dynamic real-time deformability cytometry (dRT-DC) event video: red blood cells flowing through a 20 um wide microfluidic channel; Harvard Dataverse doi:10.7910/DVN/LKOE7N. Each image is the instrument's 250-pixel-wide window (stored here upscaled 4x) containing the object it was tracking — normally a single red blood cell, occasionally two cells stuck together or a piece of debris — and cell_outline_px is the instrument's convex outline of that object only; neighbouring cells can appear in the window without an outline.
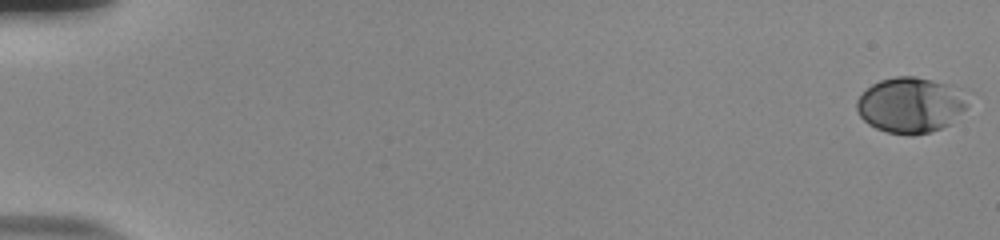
{"species": "human", "species_latin": "Homo sapiens", "temperature_condition": "room temperature", "stored_images_in_passage": 56, "camera_frame_rate_fps": 3000, "um_per_image_px": 0.085, "donor": {"sex": "male"}, "frame": {"image": 1, "passage_image": 1, "time_ms": 0.0, "image_size_px": [1000, 240], "cell_outline_px": [[968, 104], [948, 124], [932, 132], [912, 136], [908, 136], [888, 132], [876, 128], [868, 124], [860, 116], [856, 108], [856, 100], [872, 84], [880, 80], [896, 76], [916, 76], [948, 84], [960, 88]], "centroid_in_image_um": [77.36, 8.93], "position_along_channel_um": 7.6, "area_um2": 35.78}}
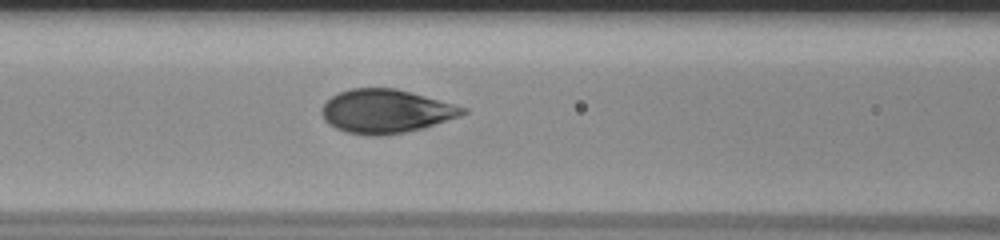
{"frame": {"image": 2, "passage_image": 26, "time_ms": 8.333, "image_size_px": [1000, 240], "cell_outline_px": [[468, 112], [460, 116], [424, 128], [384, 136], [368, 136], [348, 132], [336, 128], [328, 124], [324, 120], [320, 112], [320, 108], [332, 96], [340, 92], [352, 88], [396, 88], [468, 108]], "centroid_in_image_um": [32.79, 9.46], "position_along_channel_um": 133.8, "area_um2": 35.95}}
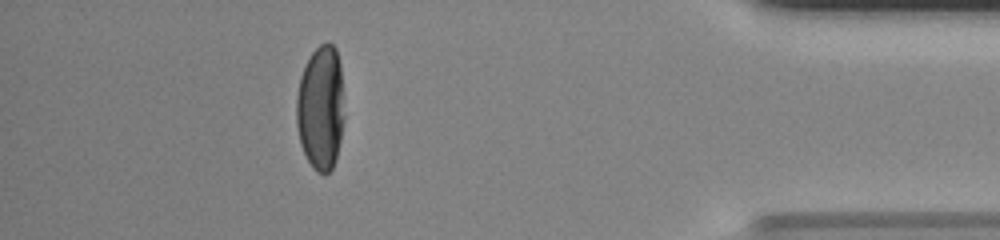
{"frame": {"image": 3, "passage_image": 51, "time_ms": 16.667, "image_size_px": [1000, 240], "cell_outline_px": [[344, 120], [340, 140], [336, 156], [332, 168], [324, 176], [316, 172], [312, 168], [300, 144], [296, 124], [296, 96], [300, 76], [312, 52], [320, 44], [328, 40], [336, 48], [340, 64], [344, 116]], "centroid_in_image_um": [27.25, 9.17], "position_along_channel_um": 407.9, "area_um2": 35.03}, "authors_computed_cell_mechanics": {"area_um2": 35.3736, "velocity_mm_per_s": 3.7721, "shape_relaxation_time_tau1_ms": 3.4742, "shape_relaxation_time_tau2_ms": null, "deformation_change_tau1": 0.1803, "deformation_change_tau2": null}}